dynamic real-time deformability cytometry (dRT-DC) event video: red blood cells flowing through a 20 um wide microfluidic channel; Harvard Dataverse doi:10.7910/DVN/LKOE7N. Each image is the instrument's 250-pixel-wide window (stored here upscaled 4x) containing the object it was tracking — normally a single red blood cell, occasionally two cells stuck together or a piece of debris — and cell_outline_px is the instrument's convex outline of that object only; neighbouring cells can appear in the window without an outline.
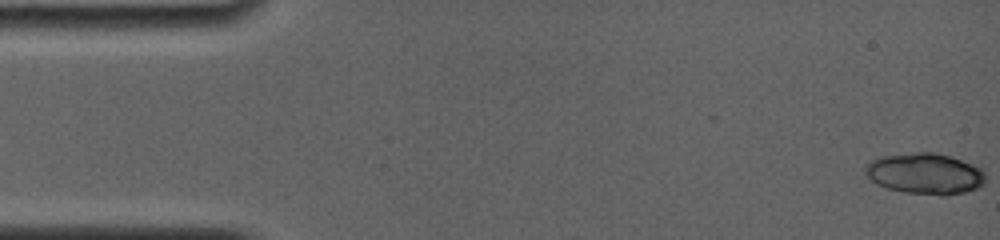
{"species": "common noctule bat (a hibernating species)", "species_latin": "Nyctalus noctula", "temperature_condition": "room temperature", "stored_images_in_passage": 11, "camera_frame_rate_fps": 4000, "um_per_image_px": 0.085, "animal": {"sex": "female", "body_mass_g": 19.0, "forearm_length_mm": 56.7}, "frame": {"image": 1, "passage_image": 1, "time_ms": 0.0, "image_size_px": [1000, 240], "cell_outline_px": [[984, 184], [976, 188], [964, 192], [944, 196], [940, 196], [904, 192], [888, 188], [876, 184], [864, 172], [864, 164], [880, 156], [916, 152], [932, 152], [948, 156], [972, 164], [980, 168], [984, 172]], "centroid_in_image_um": [78.59, 14.76], "position_along_channel_um": 6.4, "area_um2": 28.73}}
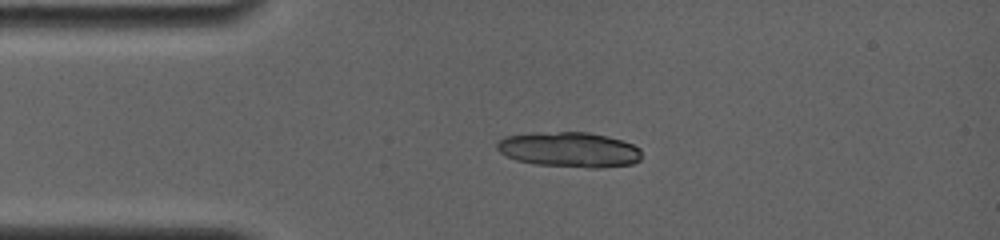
{"frame": {"image": 2, "passage_image": 10, "time_ms": 3.5, "image_size_px": [1000, 240], "cell_outline_px": [[640, 160], [632, 164], [596, 168], [588, 168], [536, 164], [516, 160], [500, 152], [496, 148], [496, 144], [504, 136], [536, 132], [588, 132], [620, 140], [632, 144], [640, 148]], "centroid_in_image_um": [48.37, 12.72], "position_along_channel_um": 36.6, "area_um2": 29.54}}